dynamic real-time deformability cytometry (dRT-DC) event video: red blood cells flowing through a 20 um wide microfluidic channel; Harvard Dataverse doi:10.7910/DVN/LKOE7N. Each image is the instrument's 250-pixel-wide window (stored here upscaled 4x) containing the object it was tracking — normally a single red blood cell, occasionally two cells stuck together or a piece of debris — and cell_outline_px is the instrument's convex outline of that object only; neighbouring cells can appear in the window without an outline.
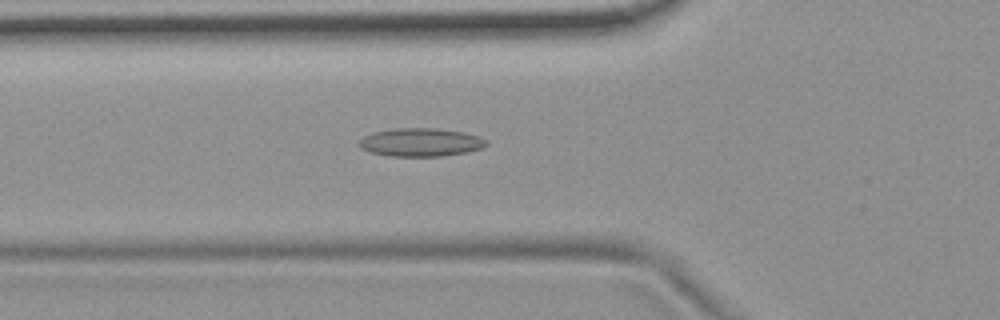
{"species": "common noctule bat (a hibernating species)", "species_latin": "Nyctalus noctula", "temperature_condition": "room temperature", "stored_images_in_passage": 35, "camera_frame_rate_fps": 3000, "um_per_image_px": 0.085, "animal": {"sex": "female", "body_mass_g": 19.9}, "frame": {"image": 1, "passage_image": 2, "time_ms": 0.333, "image_size_px": [1000, 320], "cell_outline_px": [[488, 144], [484, 148], [464, 152], [440, 156], [388, 156], [368, 152], [360, 148], [356, 144], [364, 136], [372, 132], [392, 128], [436, 128], [464, 132], [480, 136], [488, 140]], "centroid_in_image_um": [35.74, 12.09], "position_along_channel_um": 90.1, "area_um2": 21.27}}
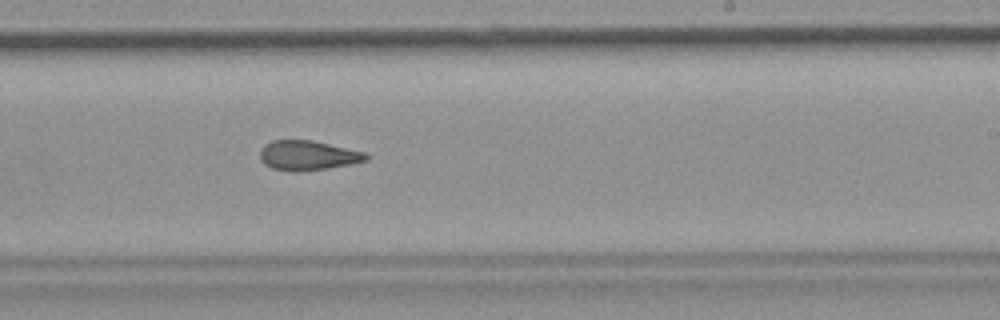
{"frame": {"image": 2, "passage_image": 16, "time_ms": 5.0, "image_size_px": [1000, 320], "cell_outline_px": [[368, 160], [328, 168], [296, 172], [292, 172], [272, 168], [264, 164], [260, 160], [260, 152], [264, 144], [272, 140], [312, 140], [364, 152], [368, 156]], "centroid_in_image_um": [26.11, 13.21], "position_along_channel_um": 262.9, "area_um2": 18.26}}
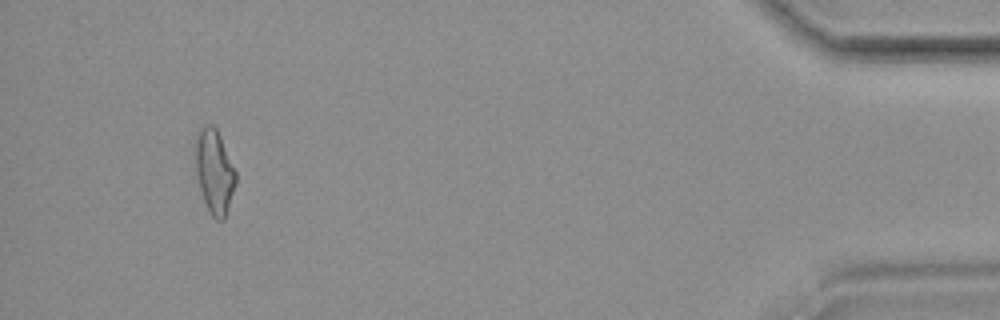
{"frame": {"image": 3, "passage_image": 34, "time_ms": 11.0, "image_size_px": [1000, 320], "cell_outline_px": [[236, 184], [224, 220], [216, 220], [212, 216], [204, 200], [196, 176], [192, 148], [200, 128], [208, 124], [212, 124], [216, 128], [220, 136], [236, 172]], "centroid_in_image_um": [18.19, 14.55], "position_along_channel_um": 417.0, "area_um2": 20.0}}